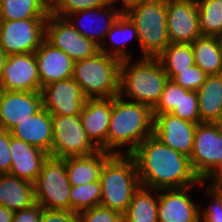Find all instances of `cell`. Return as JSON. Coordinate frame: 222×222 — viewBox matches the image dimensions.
I'll return each mask as SVG.
<instances>
[{"label":"cell","mask_w":222,"mask_h":222,"mask_svg":"<svg viewBox=\"0 0 222 222\" xmlns=\"http://www.w3.org/2000/svg\"><path fill=\"white\" fill-rule=\"evenodd\" d=\"M141 186L152 190L205 184L193 172L189 157L163 144L154 135L145 138L130 154Z\"/></svg>","instance_id":"obj_1"},{"label":"cell","mask_w":222,"mask_h":222,"mask_svg":"<svg viewBox=\"0 0 222 222\" xmlns=\"http://www.w3.org/2000/svg\"><path fill=\"white\" fill-rule=\"evenodd\" d=\"M153 128L154 116L150 107L120 96L112 97L107 152L130 155L145 138L153 135ZM120 147L127 150L123 152Z\"/></svg>","instance_id":"obj_2"},{"label":"cell","mask_w":222,"mask_h":222,"mask_svg":"<svg viewBox=\"0 0 222 222\" xmlns=\"http://www.w3.org/2000/svg\"><path fill=\"white\" fill-rule=\"evenodd\" d=\"M134 61H121L119 96L153 109L169 80L168 75L157 58H140Z\"/></svg>","instance_id":"obj_3"},{"label":"cell","mask_w":222,"mask_h":222,"mask_svg":"<svg viewBox=\"0 0 222 222\" xmlns=\"http://www.w3.org/2000/svg\"><path fill=\"white\" fill-rule=\"evenodd\" d=\"M100 205L124 213L134 193L141 186L134 158L127 154H113L100 173Z\"/></svg>","instance_id":"obj_4"},{"label":"cell","mask_w":222,"mask_h":222,"mask_svg":"<svg viewBox=\"0 0 222 222\" xmlns=\"http://www.w3.org/2000/svg\"><path fill=\"white\" fill-rule=\"evenodd\" d=\"M121 61L104 52L74 61L72 78L79 84L86 98L119 96Z\"/></svg>","instance_id":"obj_5"},{"label":"cell","mask_w":222,"mask_h":222,"mask_svg":"<svg viewBox=\"0 0 222 222\" xmlns=\"http://www.w3.org/2000/svg\"><path fill=\"white\" fill-rule=\"evenodd\" d=\"M138 31L142 58H157L170 44L166 22V0H152L125 12Z\"/></svg>","instance_id":"obj_6"},{"label":"cell","mask_w":222,"mask_h":222,"mask_svg":"<svg viewBox=\"0 0 222 222\" xmlns=\"http://www.w3.org/2000/svg\"><path fill=\"white\" fill-rule=\"evenodd\" d=\"M70 189L65 160L49 156L34 182L36 202L46 210L70 211Z\"/></svg>","instance_id":"obj_7"},{"label":"cell","mask_w":222,"mask_h":222,"mask_svg":"<svg viewBox=\"0 0 222 222\" xmlns=\"http://www.w3.org/2000/svg\"><path fill=\"white\" fill-rule=\"evenodd\" d=\"M97 151L82 127L80 115H52V157L86 156Z\"/></svg>","instance_id":"obj_8"},{"label":"cell","mask_w":222,"mask_h":222,"mask_svg":"<svg viewBox=\"0 0 222 222\" xmlns=\"http://www.w3.org/2000/svg\"><path fill=\"white\" fill-rule=\"evenodd\" d=\"M46 19L0 20V47L7 55L35 53L45 40Z\"/></svg>","instance_id":"obj_9"},{"label":"cell","mask_w":222,"mask_h":222,"mask_svg":"<svg viewBox=\"0 0 222 222\" xmlns=\"http://www.w3.org/2000/svg\"><path fill=\"white\" fill-rule=\"evenodd\" d=\"M189 161L201 181L222 166V134L216 123L197 124Z\"/></svg>","instance_id":"obj_10"},{"label":"cell","mask_w":222,"mask_h":222,"mask_svg":"<svg viewBox=\"0 0 222 222\" xmlns=\"http://www.w3.org/2000/svg\"><path fill=\"white\" fill-rule=\"evenodd\" d=\"M45 40L62 50L73 61L91 57L99 52V46L82 36L66 18L52 14L46 19Z\"/></svg>","instance_id":"obj_11"},{"label":"cell","mask_w":222,"mask_h":222,"mask_svg":"<svg viewBox=\"0 0 222 222\" xmlns=\"http://www.w3.org/2000/svg\"><path fill=\"white\" fill-rule=\"evenodd\" d=\"M170 43H192L202 36L196 0H166Z\"/></svg>","instance_id":"obj_12"},{"label":"cell","mask_w":222,"mask_h":222,"mask_svg":"<svg viewBox=\"0 0 222 222\" xmlns=\"http://www.w3.org/2000/svg\"><path fill=\"white\" fill-rule=\"evenodd\" d=\"M0 90L41 92L35 53L8 55L0 78Z\"/></svg>","instance_id":"obj_13"},{"label":"cell","mask_w":222,"mask_h":222,"mask_svg":"<svg viewBox=\"0 0 222 222\" xmlns=\"http://www.w3.org/2000/svg\"><path fill=\"white\" fill-rule=\"evenodd\" d=\"M41 94L43 108L51 115H80L87 99L72 77L43 87Z\"/></svg>","instance_id":"obj_14"},{"label":"cell","mask_w":222,"mask_h":222,"mask_svg":"<svg viewBox=\"0 0 222 222\" xmlns=\"http://www.w3.org/2000/svg\"><path fill=\"white\" fill-rule=\"evenodd\" d=\"M153 116V135L163 144L190 157L197 124L171 113L153 114Z\"/></svg>","instance_id":"obj_15"},{"label":"cell","mask_w":222,"mask_h":222,"mask_svg":"<svg viewBox=\"0 0 222 222\" xmlns=\"http://www.w3.org/2000/svg\"><path fill=\"white\" fill-rule=\"evenodd\" d=\"M190 188L152 190L158 191V222H200L202 208L190 198Z\"/></svg>","instance_id":"obj_16"},{"label":"cell","mask_w":222,"mask_h":222,"mask_svg":"<svg viewBox=\"0 0 222 222\" xmlns=\"http://www.w3.org/2000/svg\"><path fill=\"white\" fill-rule=\"evenodd\" d=\"M42 108L41 92L0 90V128L10 131Z\"/></svg>","instance_id":"obj_17"},{"label":"cell","mask_w":222,"mask_h":222,"mask_svg":"<svg viewBox=\"0 0 222 222\" xmlns=\"http://www.w3.org/2000/svg\"><path fill=\"white\" fill-rule=\"evenodd\" d=\"M111 113L112 98H87L80 113L88 139L98 150L105 152Z\"/></svg>","instance_id":"obj_18"},{"label":"cell","mask_w":222,"mask_h":222,"mask_svg":"<svg viewBox=\"0 0 222 222\" xmlns=\"http://www.w3.org/2000/svg\"><path fill=\"white\" fill-rule=\"evenodd\" d=\"M115 3H116L115 0H112L106 6L77 11V12H74V13L68 15L66 17V19L82 36L94 41L98 46H100L102 44V42L105 40L106 34L109 32L110 27L115 23V21L122 14L121 9L119 7L116 10L115 9L116 7L113 6V5H115ZM100 13L102 16L106 17V21L104 23L100 19V17H101ZM80 16H82V18ZM97 18L100 20H98ZM84 20L87 21V23H88V20L89 21L92 20V21H90V23H92L93 25L92 24L86 25V22H85V25H83ZM76 21H77V23H75ZM99 22H100V24H99ZM86 26H88L89 29L88 28L85 29Z\"/></svg>","instance_id":"obj_19"},{"label":"cell","mask_w":222,"mask_h":222,"mask_svg":"<svg viewBox=\"0 0 222 222\" xmlns=\"http://www.w3.org/2000/svg\"><path fill=\"white\" fill-rule=\"evenodd\" d=\"M9 152L11 168L9 174L34 183L41 172L44 161L49 154L10 134Z\"/></svg>","instance_id":"obj_20"},{"label":"cell","mask_w":222,"mask_h":222,"mask_svg":"<svg viewBox=\"0 0 222 222\" xmlns=\"http://www.w3.org/2000/svg\"><path fill=\"white\" fill-rule=\"evenodd\" d=\"M41 88L73 76L74 61L46 40L35 52Z\"/></svg>","instance_id":"obj_21"},{"label":"cell","mask_w":222,"mask_h":222,"mask_svg":"<svg viewBox=\"0 0 222 222\" xmlns=\"http://www.w3.org/2000/svg\"><path fill=\"white\" fill-rule=\"evenodd\" d=\"M11 136L35 146L51 156L52 115L44 108L10 130Z\"/></svg>","instance_id":"obj_22"},{"label":"cell","mask_w":222,"mask_h":222,"mask_svg":"<svg viewBox=\"0 0 222 222\" xmlns=\"http://www.w3.org/2000/svg\"><path fill=\"white\" fill-rule=\"evenodd\" d=\"M112 155V153L99 150L86 156L63 158L70 185L78 186L99 181L102 167Z\"/></svg>","instance_id":"obj_23"},{"label":"cell","mask_w":222,"mask_h":222,"mask_svg":"<svg viewBox=\"0 0 222 222\" xmlns=\"http://www.w3.org/2000/svg\"><path fill=\"white\" fill-rule=\"evenodd\" d=\"M36 203L34 183L9 173L0 174V205L13 212Z\"/></svg>","instance_id":"obj_24"},{"label":"cell","mask_w":222,"mask_h":222,"mask_svg":"<svg viewBox=\"0 0 222 222\" xmlns=\"http://www.w3.org/2000/svg\"><path fill=\"white\" fill-rule=\"evenodd\" d=\"M134 38L137 39V42L139 43L138 31L135 24L125 13H122L121 16L110 27L109 32L106 34V40H104L99 46V51L115 57L120 61L131 60V54L124 47L128 41Z\"/></svg>","instance_id":"obj_25"},{"label":"cell","mask_w":222,"mask_h":222,"mask_svg":"<svg viewBox=\"0 0 222 222\" xmlns=\"http://www.w3.org/2000/svg\"><path fill=\"white\" fill-rule=\"evenodd\" d=\"M197 97L202 123H216L222 117V74L208 75Z\"/></svg>","instance_id":"obj_26"},{"label":"cell","mask_w":222,"mask_h":222,"mask_svg":"<svg viewBox=\"0 0 222 222\" xmlns=\"http://www.w3.org/2000/svg\"><path fill=\"white\" fill-rule=\"evenodd\" d=\"M50 0H0V20L47 18Z\"/></svg>","instance_id":"obj_27"},{"label":"cell","mask_w":222,"mask_h":222,"mask_svg":"<svg viewBox=\"0 0 222 222\" xmlns=\"http://www.w3.org/2000/svg\"><path fill=\"white\" fill-rule=\"evenodd\" d=\"M194 63L208 75L222 74V53L217 37L201 36L191 43Z\"/></svg>","instance_id":"obj_28"},{"label":"cell","mask_w":222,"mask_h":222,"mask_svg":"<svg viewBox=\"0 0 222 222\" xmlns=\"http://www.w3.org/2000/svg\"><path fill=\"white\" fill-rule=\"evenodd\" d=\"M150 188L140 186L134 193L123 222H158V193L150 194Z\"/></svg>","instance_id":"obj_29"},{"label":"cell","mask_w":222,"mask_h":222,"mask_svg":"<svg viewBox=\"0 0 222 222\" xmlns=\"http://www.w3.org/2000/svg\"><path fill=\"white\" fill-rule=\"evenodd\" d=\"M157 59L170 80L195 65L191 43H170Z\"/></svg>","instance_id":"obj_30"},{"label":"cell","mask_w":222,"mask_h":222,"mask_svg":"<svg viewBox=\"0 0 222 222\" xmlns=\"http://www.w3.org/2000/svg\"><path fill=\"white\" fill-rule=\"evenodd\" d=\"M202 36L218 37L222 33L220 0H196Z\"/></svg>","instance_id":"obj_31"},{"label":"cell","mask_w":222,"mask_h":222,"mask_svg":"<svg viewBox=\"0 0 222 222\" xmlns=\"http://www.w3.org/2000/svg\"><path fill=\"white\" fill-rule=\"evenodd\" d=\"M101 184L100 181L71 186L70 211L80 212L100 205Z\"/></svg>","instance_id":"obj_32"},{"label":"cell","mask_w":222,"mask_h":222,"mask_svg":"<svg viewBox=\"0 0 222 222\" xmlns=\"http://www.w3.org/2000/svg\"><path fill=\"white\" fill-rule=\"evenodd\" d=\"M112 0H50V14L66 18L68 15L86 9L108 5Z\"/></svg>","instance_id":"obj_33"},{"label":"cell","mask_w":222,"mask_h":222,"mask_svg":"<svg viewBox=\"0 0 222 222\" xmlns=\"http://www.w3.org/2000/svg\"><path fill=\"white\" fill-rule=\"evenodd\" d=\"M171 114L196 124L202 123L199 113L197 91L181 87V101L179 105L173 109Z\"/></svg>","instance_id":"obj_34"},{"label":"cell","mask_w":222,"mask_h":222,"mask_svg":"<svg viewBox=\"0 0 222 222\" xmlns=\"http://www.w3.org/2000/svg\"><path fill=\"white\" fill-rule=\"evenodd\" d=\"M181 101V86L168 80L157 105L152 109L153 114L171 113Z\"/></svg>","instance_id":"obj_35"},{"label":"cell","mask_w":222,"mask_h":222,"mask_svg":"<svg viewBox=\"0 0 222 222\" xmlns=\"http://www.w3.org/2000/svg\"><path fill=\"white\" fill-rule=\"evenodd\" d=\"M79 222H123V214L98 205L78 214Z\"/></svg>","instance_id":"obj_36"},{"label":"cell","mask_w":222,"mask_h":222,"mask_svg":"<svg viewBox=\"0 0 222 222\" xmlns=\"http://www.w3.org/2000/svg\"><path fill=\"white\" fill-rule=\"evenodd\" d=\"M208 74L204 72L200 67L194 65L188 70L179 71L172 81L182 88L197 91L202 84L206 81Z\"/></svg>","instance_id":"obj_37"},{"label":"cell","mask_w":222,"mask_h":222,"mask_svg":"<svg viewBox=\"0 0 222 222\" xmlns=\"http://www.w3.org/2000/svg\"><path fill=\"white\" fill-rule=\"evenodd\" d=\"M206 195L211 198V204L205 209H200V222H222V203L218 196L206 187Z\"/></svg>","instance_id":"obj_38"},{"label":"cell","mask_w":222,"mask_h":222,"mask_svg":"<svg viewBox=\"0 0 222 222\" xmlns=\"http://www.w3.org/2000/svg\"><path fill=\"white\" fill-rule=\"evenodd\" d=\"M10 131L0 128V174H7L11 168V156L9 152Z\"/></svg>","instance_id":"obj_39"},{"label":"cell","mask_w":222,"mask_h":222,"mask_svg":"<svg viewBox=\"0 0 222 222\" xmlns=\"http://www.w3.org/2000/svg\"><path fill=\"white\" fill-rule=\"evenodd\" d=\"M43 209L44 208L36 202L28 208L15 211L12 222H40Z\"/></svg>","instance_id":"obj_40"},{"label":"cell","mask_w":222,"mask_h":222,"mask_svg":"<svg viewBox=\"0 0 222 222\" xmlns=\"http://www.w3.org/2000/svg\"><path fill=\"white\" fill-rule=\"evenodd\" d=\"M40 222H79V219L72 211L43 209Z\"/></svg>","instance_id":"obj_41"},{"label":"cell","mask_w":222,"mask_h":222,"mask_svg":"<svg viewBox=\"0 0 222 222\" xmlns=\"http://www.w3.org/2000/svg\"><path fill=\"white\" fill-rule=\"evenodd\" d=\"M211 181V185L207 187L208 189H222V166L215 169L209 176L204 179L205 181Z\"/></svg>","instance_id":"obj_42"},{"label":"cell","mask_w":222,"mask_h":222,"mask_svg":"<svg viewBox=\"0 0 222 222\" xmlns=\"http://www.w3.org/2000/svg\"><path fill=\"white\" fill-rule=\"evenodd\" d=\"M118 1L122 2V6L119 8H121L122 13H125L127 10H129L130 8H132L136 5L143 4L145 2H149L152 0H115L116 3H118Z\"/></svg>","instance_id":"obj_43"},{"label":"cell","mask_w":222,"mask_h":222,"mask_svg":"<svg viewBox=\"0 0 222 222\" xmlns=\"http://www.w3.org/2000/svg\"><path fill=\"white\" fill-rule=\"evenodd\" d=\"M14 212L0 205V222H12Z\"/></svg>","instance_id":"obj_44"},{"label":"cell","mask_w":222,"mask_h":222,"mask_svg":"<svg viewBox=\"0 0 222 222\" xmlns=\"http://www.w3.org/2000/svg\"><path fill=\"white\" fill-rule=\"evenodd\" d=\"M7 58H8V55L0 47V78H1L3 68L5 66V62H6Z\"/></svg>","instance_id":"obj_45"},{"label":"cell","mask_w":222,"mask_h":222,"mask_svg":"<svg viewBox=\"0 0 222 222\" xmlns=\"http://www.w3.org/2000/svg\"><path fill=\"white\" fill-rule=\"evenodd\" d=\"M210 190L218 196V198L221 200L222 203V189H210Z\"/></svg>","instance_id":"obj_46"},{"label":"cell","mask_w":222,"mask_h":222,"mask_svg":"<svg viewBox=\"0 0 222 222\" xmlns=\"http://www.w3.org/2000/svg\"><path fill=\"white\" fill-rule=\"evenodd\" d=\"M220 133L222 134V117L216 122Z\"/></svg>","instance_id":"obj_47"},{"label":"cell","mask_w":222,"mask_h":222,"mask_svg":"<svg viewBox=\"0 0 222 222\" xmlns=\"http://www.w3.org/2000/svg\"><path fill=\"white\" fill-rule=\"evenodd\" d=\"M217 40L219 43L220 51L222 53V33L217 37Z\"/></svg>","instance_id":"obj_48"}]
</instances>
